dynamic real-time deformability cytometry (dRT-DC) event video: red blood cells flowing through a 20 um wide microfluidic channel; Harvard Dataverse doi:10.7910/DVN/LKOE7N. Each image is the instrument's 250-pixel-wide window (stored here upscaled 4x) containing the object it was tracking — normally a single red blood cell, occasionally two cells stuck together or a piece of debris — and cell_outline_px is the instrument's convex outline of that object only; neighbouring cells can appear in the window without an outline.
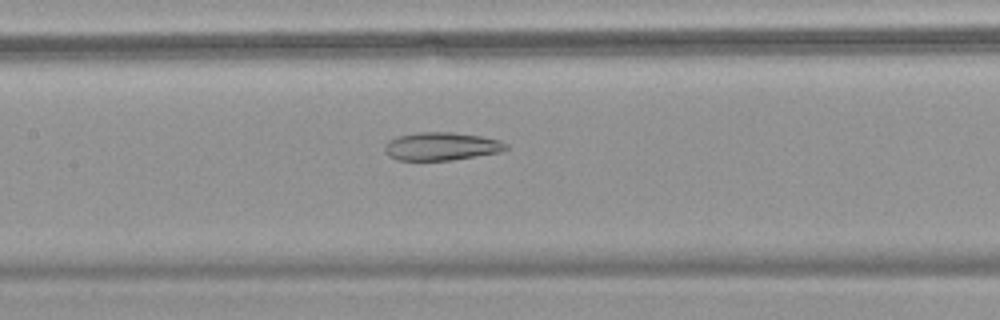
{"species": "common noctule bat (a hibernating species)", "species_latin": "Nyctalus noctula", "temperature_condition": "warm", "stored_images_in_passage": 58, "camera_frame_rate_fps": 3000, "um_per_image_px": 0.085, "animal": {"sex": "female", "body_mass_g": 18.4}, "frame": {"image": 1, "passage_image": 29, "time_ms": 9.333, "image_size_px": [1000, 320], "cell_outline_px": [[508, 148], [500, 152], [452, 160], [396, 160], [388, 156], [384, 148], [384, 144], [388, 140], [396, 136], [416, 132], [452, 132], [480, 136], [500, 140], [508, 144]], "centroid_in_image_um": [37.48, 12.43], "position_along_channel_um": 169.9, "area_um2": 20.0}}
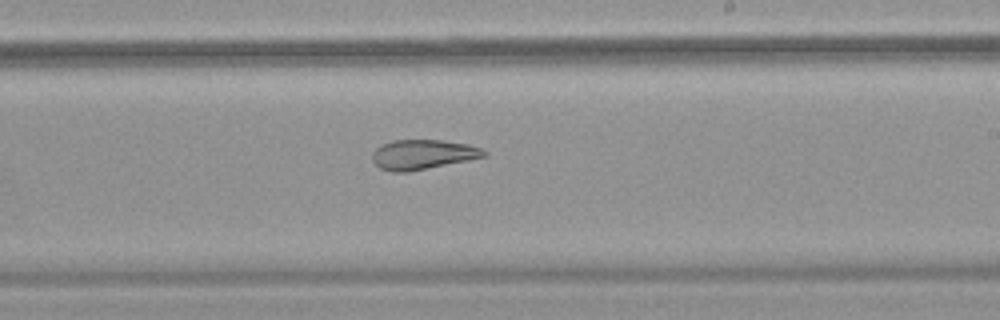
{"frame": {"image": 2, "passage_image": 36, "time_ms": 11.667, "image_size_px": [1000, 320], "cell_outline_px": [[488, 156], [408, 172], [392, 172], [380, 168], [372, 160], [372, 152], [380, 144], [392, 140], [440, 140], [468, 144], [480, 148], [488, 152]], "centroid_in_image_um": [35.92, 13.13], "position_along_channel_um": 253.1, "area_um2": 19.42}}
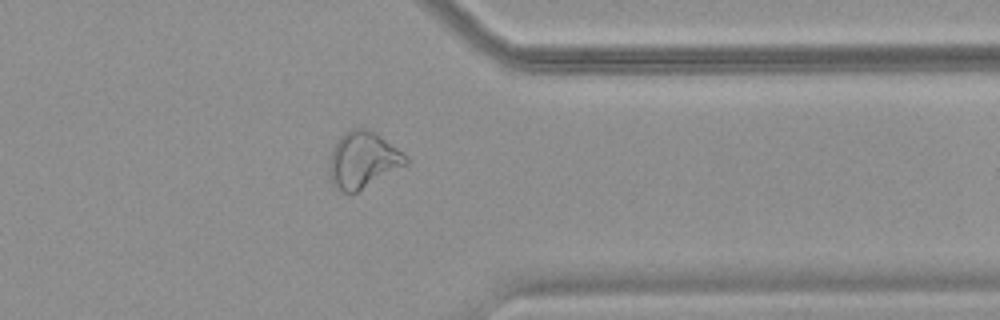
{"frame": {"image": 3, "passage_image": 47, "time_ms": 15.333, "image_size_px": [1000, 320], "cell_outline_px": [[408, 164], [356, 192], [344, 192], [336, 188], [332, 184], [328, 172], [328, 164], [332, 148], [340, 136], [344, 132], [352, 128], [368, 128], [376, 132], [404, 152], [408, 156]], "centroid_in_image_um": [30.84, 13.57], "position_along_channel_um": 380.6, "area_um2": 25.43}, "authors_computed_cell_mechanics": {"area_um2": 26.5013, "velocity_mm_per_s": 3.5904, "shape_relaxation_time_tau1_ms": null, "shape_relaxation_time_tau2_ms": 2.7261, "deformation_change_tau1": null, "deformation_change_tau2": 0.0916}}